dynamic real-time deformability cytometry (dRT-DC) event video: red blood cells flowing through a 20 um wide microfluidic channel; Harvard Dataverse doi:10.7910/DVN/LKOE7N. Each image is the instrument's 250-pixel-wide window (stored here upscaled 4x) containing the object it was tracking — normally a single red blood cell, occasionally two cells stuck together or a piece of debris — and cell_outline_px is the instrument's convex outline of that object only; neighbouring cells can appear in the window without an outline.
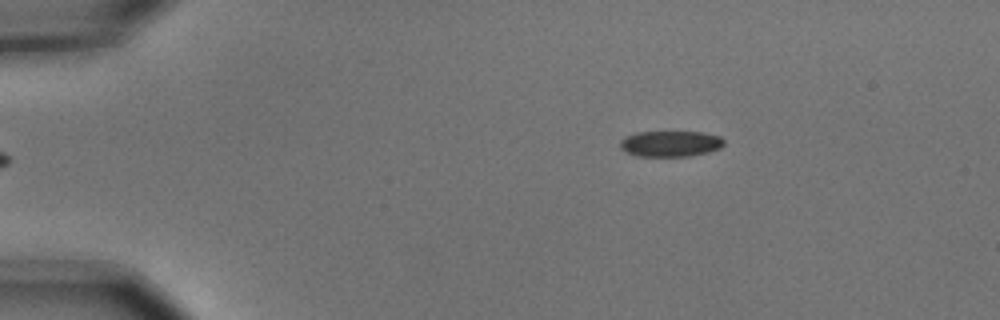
{"species": "common noctule bat (a hibernating species)", "species_latin": "Nyctalus noctula", "temperature_condition": "cold", "stored_images_in_passage": 5, "camera_frame_rate_fps": 3000, "um_per_image_px": 0.085, "animal": {"sex": "male", "body_mass_g": 15.6}, "frame": {"image": 1, "passage_image": 5, "time_ms": 1.333, "image_size_px": [1000, 320], "cell_outline_px": [[724, 144], [720, 148], [708, 152], [688, 156], [636, 156], [620, 148], [620, 140], [624, 136], [636, 132], [704, 132], [720, 136], [724, 140]], "centroid_in_image_um": [56.98, 12.2], "position_along_channel_um": 28.0, "area_um2": 15.72}}